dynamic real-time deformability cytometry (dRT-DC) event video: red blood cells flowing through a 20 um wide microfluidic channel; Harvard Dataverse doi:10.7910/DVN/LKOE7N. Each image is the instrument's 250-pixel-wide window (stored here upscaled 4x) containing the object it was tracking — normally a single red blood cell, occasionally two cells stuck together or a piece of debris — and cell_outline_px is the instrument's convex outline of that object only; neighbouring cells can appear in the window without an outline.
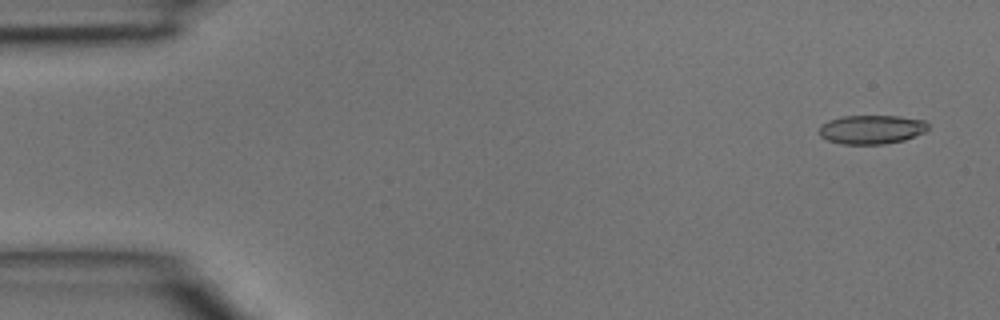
{"species": "common noctule bat (a hibernating species)", "species_latin": "Nyctalus noctula", "temperature_condition": "room temperature", "stored_images_in_passage": 4, "camera_frame_rate_fps": 3000, "um_per_image_px": 0.085, "animal": {"sex": "male", "body_mass_g": 15.6}, "frame": {"image": 1, "passage_image": 1, "time_ms": 0.0, "image_size_px": [1000, 320], "cell_outline_px": [[928, 128], [924, 132], [904, 140], [884, 144], [844, 144], [828, 140], [820, 136], [820, 124], [828, 120], [840, 116], [900, 116], [924, 120], [928, 124]], "centroid_in_image_um": [74.07, 10.99], "position_along_channel_um": 10.9, "area_um2": 18.38}}
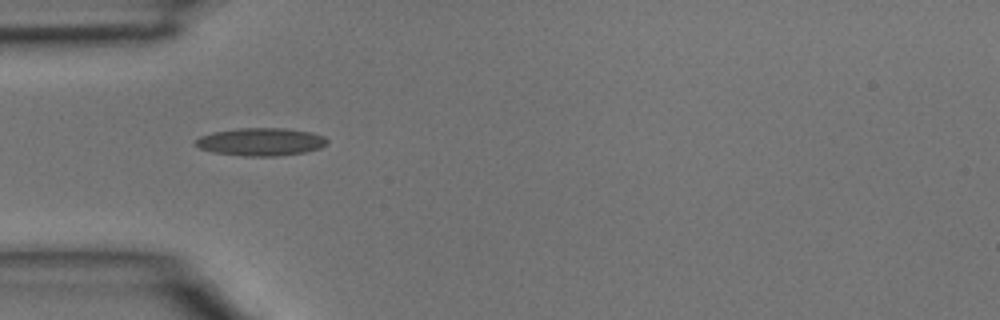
{"frame": {"image": 2, "passage_image": 4, "time_ms": 1.0, "image_size_px": [1000, 320], "cell_outline_px": [[328, 144], [320, 148], [304, 152], [276, 156], [244, 156], [212, 152], [200, 148], [192, 144], [200, 136], [212, 132], [240, 128], [284, 128], [312, 132], [324, 136], [328, 140]], "centroid_in_image_um": [22.17, 12.05], "position_along_channel_um": 62.8, "area_um2": 21.44}}